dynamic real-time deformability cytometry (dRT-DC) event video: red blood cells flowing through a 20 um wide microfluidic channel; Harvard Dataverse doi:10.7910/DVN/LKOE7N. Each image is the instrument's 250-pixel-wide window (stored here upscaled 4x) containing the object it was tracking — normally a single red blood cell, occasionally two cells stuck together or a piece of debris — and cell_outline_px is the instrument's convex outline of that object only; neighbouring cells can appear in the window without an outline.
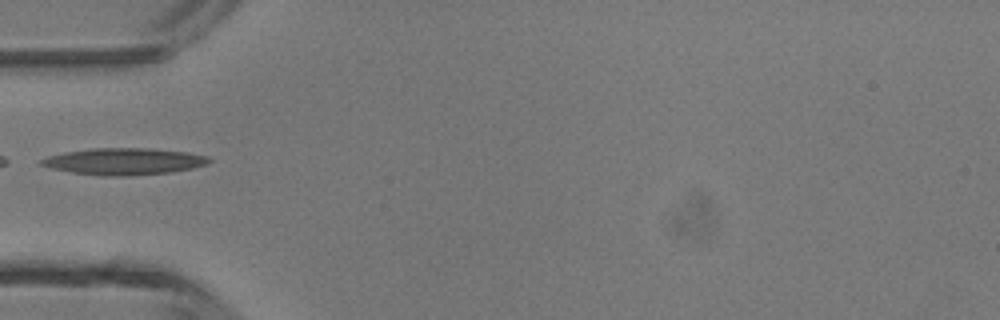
{"species": "common noctule bat (a hibernating species)", "species_latin": "Nyctalus noctula", "temperature_condition": "room temperature", "stored_images_in_passage": 1, "camera_frame_rate_fps": 3000, "um_per_image_px": 0.085, "animal": {"sex": "male", "body_mass_g": 13.3}, "frame": {"image": 1, "passage_image": 1, "time_ms": 0.0, "image_size_px": [1000, 320], "cell_outline_px": [[212, 160], [208, 164], [192, 168], [168, 172], [124, 176], [100, 176], [72, 172], [52, 168], [40, 164], [40, 160], [48, 156], [64, 152], [92, 148], [148, 148], [188, 152], [208, 156]], "centroid_in_image_um": [10.55, 13.71], "position_along_channel_um": 74.4, "area_um2": 26.01}}